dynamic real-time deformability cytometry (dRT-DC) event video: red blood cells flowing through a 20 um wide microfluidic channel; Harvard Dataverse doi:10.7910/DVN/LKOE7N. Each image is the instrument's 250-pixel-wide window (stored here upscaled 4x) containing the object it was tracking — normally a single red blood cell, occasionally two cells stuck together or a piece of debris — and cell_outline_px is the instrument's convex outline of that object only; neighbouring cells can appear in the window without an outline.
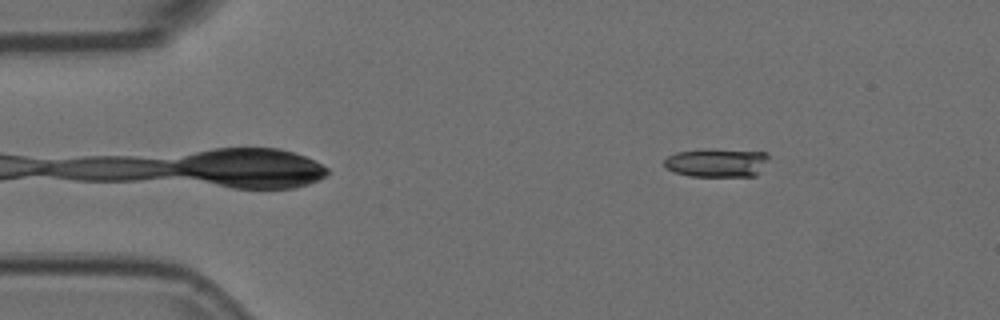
{"species": "Egyptian fruit bat (a non-hibernating species)", "species_latin": "Rousettus aegyptiacus", "temperature_condition": "room temperature", "stored_images_in_passage": 3, "camera_frame_rate_fps": 3000, "um_per_image_px": 0.085, "animal": {"sex": "female"}, "frame": {"image": 1, "passage_image": 3, "time_ms": 0.667, "image_size_px": [1000, 320], "cell_outline_px": [[768, 156], [760, 172], [756, 176], [688, 176], [676, 172], [668, 168], [664, 164], [664, 160], [668, 156], [676, 152], [704, 148], [712, 148], [768, 152]], "centroid_in_image_um": [60.93, 13.81], "position_along_channel_um": 24.1, "area_um2": 17.63}}